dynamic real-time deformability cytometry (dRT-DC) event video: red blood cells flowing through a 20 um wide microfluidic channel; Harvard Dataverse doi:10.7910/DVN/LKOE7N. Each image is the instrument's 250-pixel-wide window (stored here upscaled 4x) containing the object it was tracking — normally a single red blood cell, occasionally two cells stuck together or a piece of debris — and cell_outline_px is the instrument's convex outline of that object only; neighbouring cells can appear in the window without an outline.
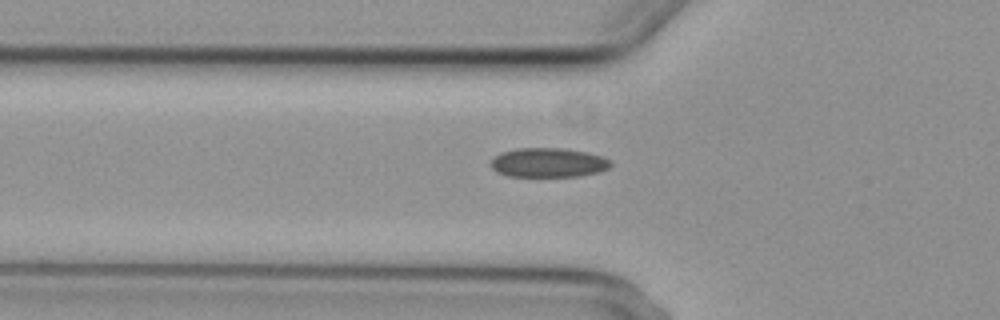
{"species": "common noctule bat (a hibernating species)", "species_latin": "Nyctalus noctula", "temperature_condition": "cold", "stored_images_in_passage": 6, "segment_of_instrument_passage": [2, 2], "camera_frame_rate_fps": 3000, "um_per_image_px": 0.085, "animal": {"sex": "female", "body_mass_g": 29.2, "forearm_length_mm": 56.3}, "frame": {"image": 1, "passage_image": 6, "time_ms": 7.667, "image_size_px": [1000, 320], "cell_outline_px": [[612, 164], [608, 168], [600, 172], [580, 176], [508, 176], [496, 172], [488, 164], [492, 156], [500, 152], [516, 148], [564, 148], [588, 152], [600, 156], [608, 160]], "centroid_in_image_um": [46.54, 13.81], "position_along_channel_um": 79.3, "area_um2": 20.75}}